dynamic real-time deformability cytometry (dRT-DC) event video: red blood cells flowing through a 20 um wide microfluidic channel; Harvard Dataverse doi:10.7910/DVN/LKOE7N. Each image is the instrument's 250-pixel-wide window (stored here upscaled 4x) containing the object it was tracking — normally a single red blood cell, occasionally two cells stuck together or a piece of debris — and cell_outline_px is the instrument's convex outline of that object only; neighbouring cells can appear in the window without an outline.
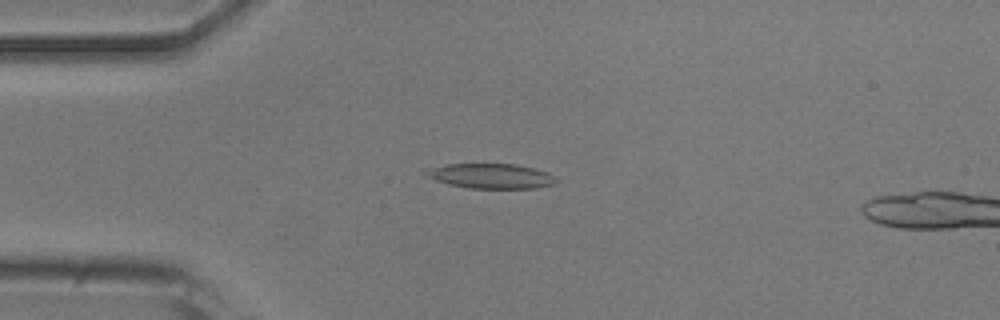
{"species": "common noctule bat (a hibernating species)", "species_latin": "Nyctalus noctula", "temperature_condition": "room temperature", "stored_images_in_passage": 31, "camera_frame_rate_fps": 3000, "um_per_image_px": 0.085, "animal": {"sex": "male", "body_mass_g": 20.5, "forearm_length_mm": 52.5}, "frame": {"image": 1, "passage_image": 1, "time_ms": 0.0, "image_size_px": [1000, 320], "cell_outline_px": [[560, 180], [552, 184], [536, 188], [468, 188], [448, 184], [436, 180], [424, 172], [424, 168], [448, 164], [516, 164], [548, 172], [556, 176]], "centroid_in_image_um": [41.75, 14.96], "position_along_channel_um": 43.2, "area_um2": 18.9}}
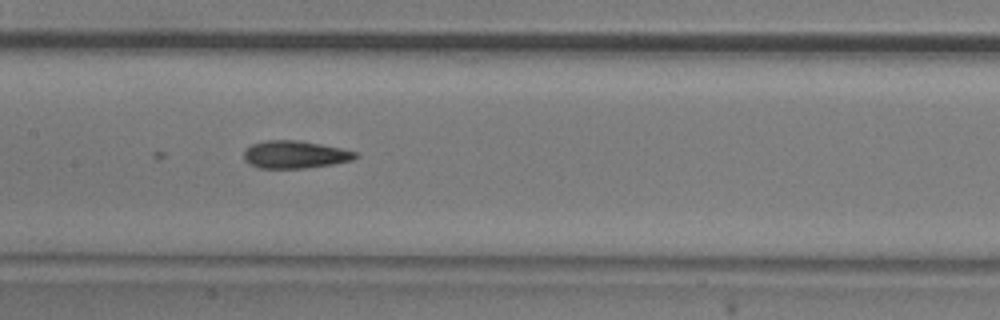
{"frame": {"image": 2, "passage_image": 13, "time_ms": 4.0, "image_size_px": [1000, 320], "cell_outline_px": [[360, 156], [352, 160], [332, 164], [304, 168], [260, 168], [248, 164], [244, 160], [244, 152], [252, 144], [268, 140], [296, 140], [320, 144], [340, 148], [356, 152]], "centroid_in_image_um": [25.07, 13.14], "position_along_channel_um": 182.3, "area_um2": 17.8}}
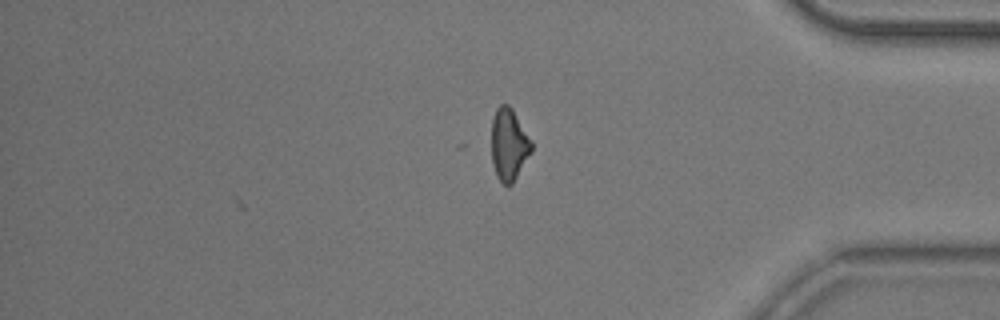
{"frame": {"image": 3, "passage_image": 31, "time_ms": 10.0, "image_size_px": [1000, 320], "cell_outline_px": [[532, 152], [512, 184], [508, 188], [496, 176], [492, 164], [492, 120], [496, 108], [500, 104], [508, 104], [512, 108], [532, 140]], "centroid_in_image_um": [43.26, 12.29], "position_along_channel_um": 391.9, "area_um2": 16.99}}